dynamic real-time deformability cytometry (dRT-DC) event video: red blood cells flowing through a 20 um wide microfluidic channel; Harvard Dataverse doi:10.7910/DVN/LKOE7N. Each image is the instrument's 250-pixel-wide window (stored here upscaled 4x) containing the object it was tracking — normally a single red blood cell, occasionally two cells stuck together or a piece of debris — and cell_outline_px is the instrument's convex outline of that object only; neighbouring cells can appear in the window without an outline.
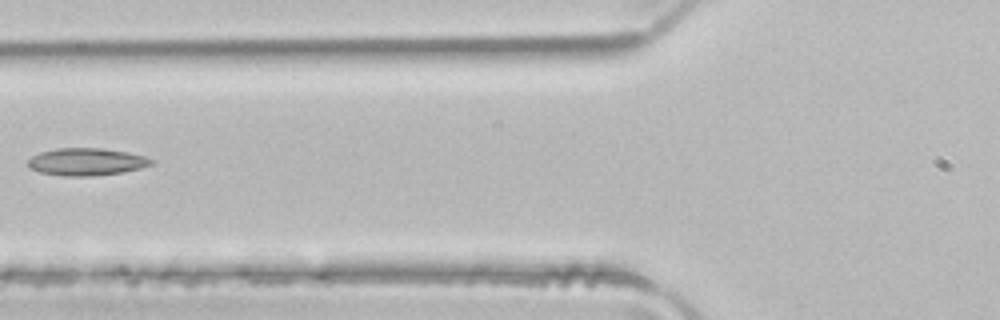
{"species": "common noctule bat (a hibernating species)", "species_latin": "Nyctalus noctula", "temperature_condition": "room temperature", "stored_images_in_passage": 4, "camera_frame_rate_fps": 3000, "um_per_image_px": 0.085, "animal": {"sex": "male", "body_mass_g": 21.5, "forearm_length_mm": 52.0}, "frame": {"image": 1, "passage_image": 4, "time_ms": 1.0, "image_size_px": [1000, 320], "cell_outline_px": [[156, 160], [152, 164], [140, 168], [120, 172], [92, 176], [64, 176], [40, 172], [28, 168], [28, 160], [32, 156], [40, 152], [56, 148], [104, 148], [128, 152], [144, 156]], "centroid_in_image_um": [7.34, 13.74], "position_along_channel_um": 118.5, "area_um2": 19.71}}